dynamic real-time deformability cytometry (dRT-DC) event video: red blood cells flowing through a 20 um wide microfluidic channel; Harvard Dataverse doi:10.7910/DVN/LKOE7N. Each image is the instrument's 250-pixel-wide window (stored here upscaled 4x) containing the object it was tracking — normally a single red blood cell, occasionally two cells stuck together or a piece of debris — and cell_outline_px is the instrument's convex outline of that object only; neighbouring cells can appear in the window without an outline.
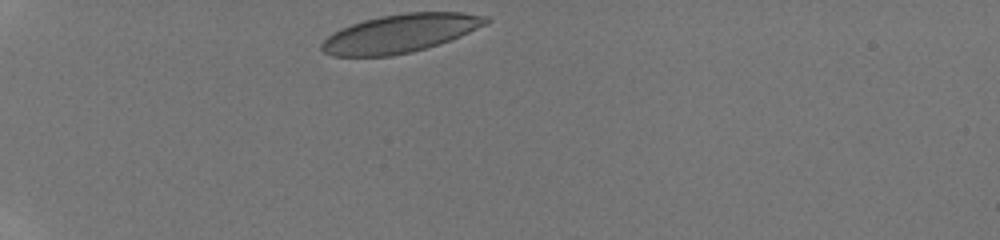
{"species": "human", "species_latin": "Homo sapiens", "temperature_condition": "room temperature", "stored_images_in_passage": 32, "camera_frame_rate_fps": 3000, "um_per_image_px": 0.085, "donor": {"sex": "male"}, "frame": {"image": 1, "passage_image": 1, "time_ms": 0.0, "image_size_px": [1000, 240], "cell_outline_px": [[492, 20], [488, 24], [460, 36], [412, 52], [392, 56], [332, 56], [324, 52], [320, 48], [320, 44], [328, 36], [340, 28], [364, 20], [380, 16], [404, 12], [460, 12], [488, 16]], "centroid_in_image_um": [34.03, 2.83], "position_along_channel_um": 51.0, "area_um2": 36.65}}
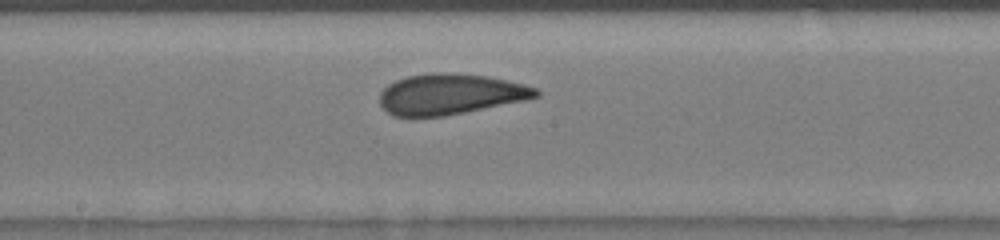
{"frame": {"image": 2, "passage_image": 17, "time_ms": 5.0, "image_size_px": [1000, 240], "cell_outline_px": [[540, 96], [528, 100], [444, 116], [392, 116], [380, 104], [380, 92], [388, 84], [396, 80], [408, 76], [436, 72], [484, 76], [524, 84], [536, 88], [540, 92]], "centroid_in_image_um": [38.28, 8.01], "position_along_channel_um": 209.9, "area_um2": 36.76}}
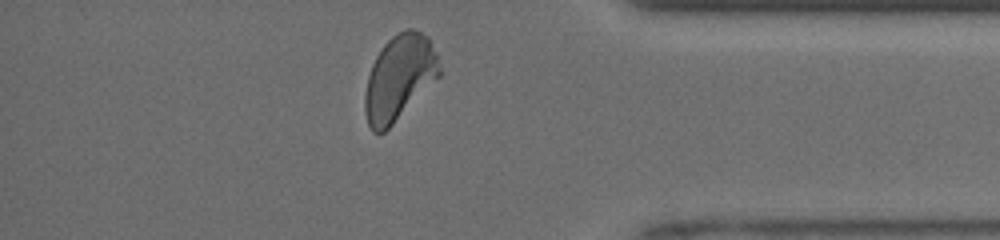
{"frame": {"image": 3, "passage_image": 31, "time_ms": 10.0, "image_size_px": [1000, 240], "cell_outline_px": [[440, 76], [384, 132], [372, 132], [368, 124], [364, 112], [364, 96], [368, 76], [372, 64], [376, 56], [384, 44], [392, 36], [404, 28], [412, 28], [428, 36], [436, 52], [440, 68]], "centroid_in_image_um": [33.93, 6.58], "position_along_channel_um": 401.3, "area_um2": 36.82}, "authors_computed_cell_mechanics": {"area_um2": 36.7897, "velocity_mm_per_s": 4.0845, "shape_relaxation_time_tau1_ms": 4.9305, "shape_relaxation_time_tau2_ms": 1.3281, "deformation_change_tau1": 0.1135, "deformation_change_tau2": 0.0508}}